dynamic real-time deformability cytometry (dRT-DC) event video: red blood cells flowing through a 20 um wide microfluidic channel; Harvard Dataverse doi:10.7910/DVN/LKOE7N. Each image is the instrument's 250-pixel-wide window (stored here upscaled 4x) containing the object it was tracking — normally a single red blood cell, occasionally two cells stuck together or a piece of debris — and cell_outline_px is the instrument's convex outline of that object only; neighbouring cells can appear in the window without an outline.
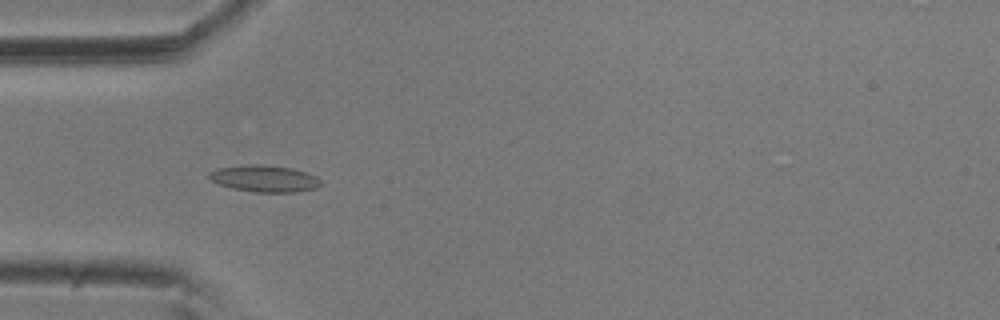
{"species": "common noctule bat (a hibernating species)", "species_latin": "Nyctalus noctula", "temperature_condition": "room temperature", "stored_images_in_passage": 5, "camera_frame_rate_fps": 3000, "um_per_image_px": 0.085, "animal": {"sex": "male", "body_mass_g": 20.5, "forearm_length_mm": 52.5}, "frame": {"image": 1, "passage_image": 4, "time_ms": 1.0, "image_size_px": [1000, 320], "cell_outline_px": [[320, 184], [316, 188], [300, 192], [256, 192], [232, 188], [220, 184], [212, 180], [208, 176], [208, 172], [216, 168], [244, 164], [264, 164], [292, 168], [316, 176], [320, 180]], "centroid_in_image_um": [22.46, 15.17], "position_along_channel_um": 62.5, "area_um2": 17.46}}
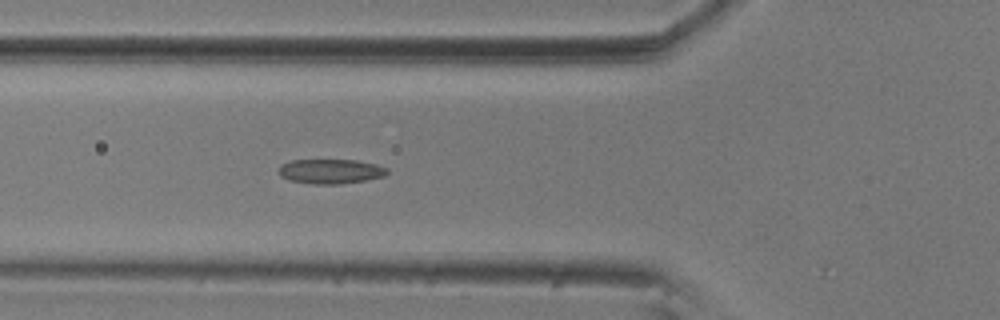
{"frame": {"image": 2, "passage_image": 5, "time_ms": 1.333, "image_size_px": [1000, 320], "cell_outline_px": [[388, 172], [384, 176], [364, 180], [340, 184], [312, 184], [288, 180], [280, 176], [280, 164], [292, 160], [356, 160], [376, 164], [388, 168]], "centroid_in_image_um": [28.09, 14.56], "position_along_channel_um": 97.7, "area_um2": 15.55}}